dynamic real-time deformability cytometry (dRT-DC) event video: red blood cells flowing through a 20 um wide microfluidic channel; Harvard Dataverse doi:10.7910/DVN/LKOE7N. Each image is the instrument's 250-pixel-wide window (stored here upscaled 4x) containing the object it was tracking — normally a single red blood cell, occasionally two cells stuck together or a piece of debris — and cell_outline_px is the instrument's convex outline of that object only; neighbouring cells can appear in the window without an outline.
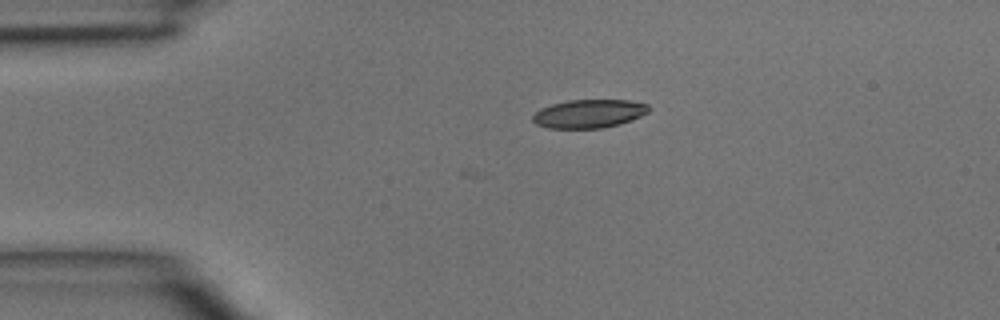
{"species": "common noctule bat (a hibernating species)", "species_latin": "Nyctalus noctula", "temperature_condition": "room temperature", "stored_images_in_passage": 2, "camera_frame_rate_fps": 3000, "um_per_image_px": 0.085, "animal": {"sex": "male", "body_mass_g": 15.6}, "frame": {"image": 1, "passage_image": 1, "time_ms": 0.0, "image_size_px": [1000, 320], "cell_outline_px": [[648, 112], [640, 116], [620, 124], [604, 128], [548, 128], [536, 124], [532, 120], [532, 116], [540, 108], [552, 104], [568, 100], [628, 100], [648, 104]], "centroid_in_image_um": [50.04, 9.66], "position_along_channel_um": 35.0, "area_um2": 19.19}}